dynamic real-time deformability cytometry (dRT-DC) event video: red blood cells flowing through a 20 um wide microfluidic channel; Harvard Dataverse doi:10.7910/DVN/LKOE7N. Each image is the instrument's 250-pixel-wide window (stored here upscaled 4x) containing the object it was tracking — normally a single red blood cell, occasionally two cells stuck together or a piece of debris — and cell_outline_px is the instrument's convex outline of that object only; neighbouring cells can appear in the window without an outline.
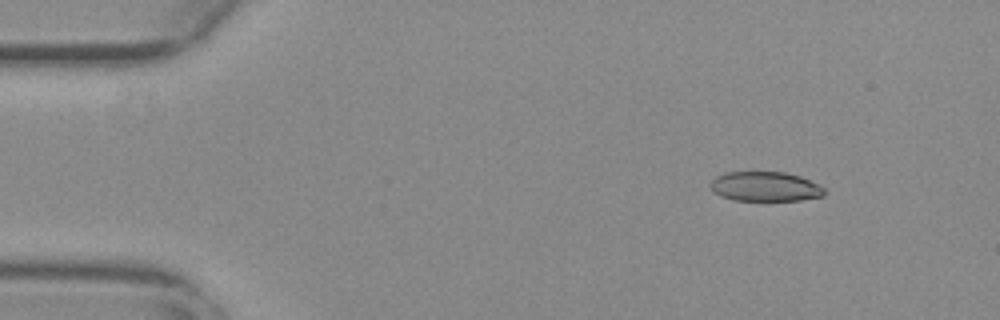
{"species": "common noctule bat (a hibernating species)", "species_latin": "Nyctalus noctula", "temperature_condition": "warm", "stored_images_in_passage": 54, "camera_frame_rate_fps": 3000, "um_per_image_px": 0.085, "animal": {"sex": "female", "body_mass_g": 29.2, "forearm_length_mm": 56.3}, "frame": {"image": 1, "passage_image": 7, "time_ms": 2.0, "image_size_px": [1000, 320], "cell_outline_px": [[828, 192], [824, 196], [800, 200], [732, 200], [720, 196], [712, 192], [708, 184], [716, 176], [724, 172], [784, 172], [800, 176], [820, 184]], "centroid_in_image_um": [65.04, 15.85], "position_along_channel_um": 20.0, "area_um2": 20.0}}
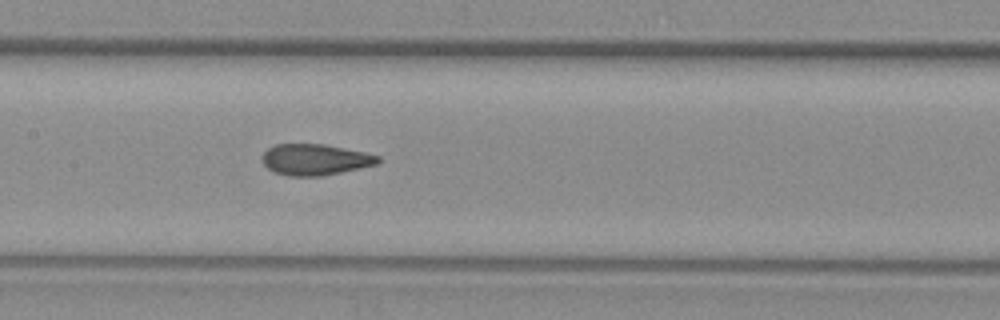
{"frame": {"image": 2, "passage_image": 27, "time_ms": 8.667, "image_size_px": [1000, 320], "cell_outline_px": [[380, 164], [324, 176], [288, 176], [272, 172], [260, 160], [260, 156], [268, 148], [276, 144], [324, 144], [364, 152], [380, 156]], "centroid_in_image_um": [26.77, 13.57], "position_along_channel_um": 180.6, "area_um2": 21.33}}
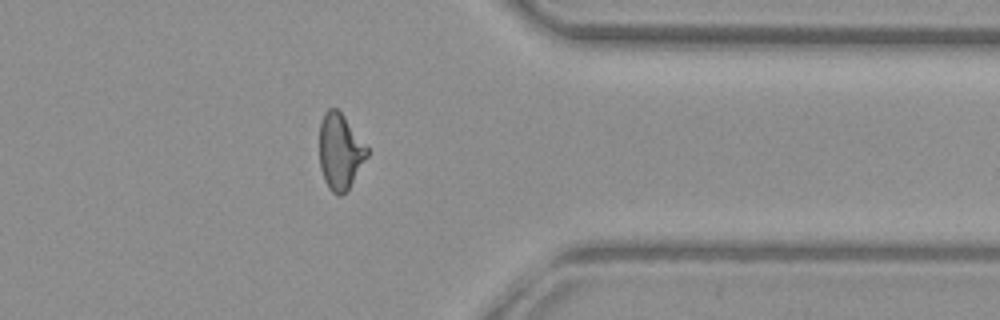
{"frame": {"image": 3, "passage_image": 44, "time_ms": 14.333, "image_size_px": [1000, 320], "cell_outline_px": [[368, 156], [348, 188], [340, 196], [336, 196], [328, 188], [324, 180], [320, 168], [320, 124], [324, 112], [328, 108], [336, 108], [344, 116], [368, 148]], "centroid_in_image_um": [28.89, 12.88], "position_along_channel_um": 382.5, "area_um2": 20.87}}